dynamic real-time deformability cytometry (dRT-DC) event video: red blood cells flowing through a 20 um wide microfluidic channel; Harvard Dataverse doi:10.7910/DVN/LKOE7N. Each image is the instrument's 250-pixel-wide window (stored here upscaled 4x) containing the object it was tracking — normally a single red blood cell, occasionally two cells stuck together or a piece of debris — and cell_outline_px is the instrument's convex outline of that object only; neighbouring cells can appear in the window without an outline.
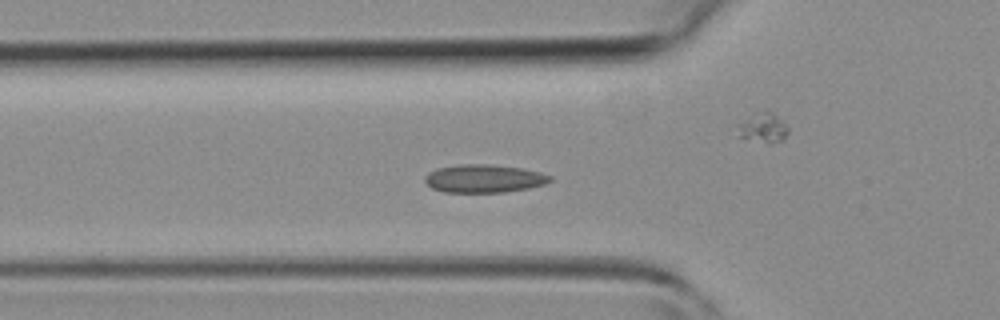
{"species": "common noctule bat (a hibernating species)", "species_latin": "Nyctalus noctula", "temperature_condition": "room temperature", "stored_images_in_passage": 40, "camera_frame_rate_fps": 3000, "um_per_image_px": 0.085, "animal": {"sex": "female", "body_mass_g": 19.3, "forearm_length_mm": 54.1}, "frame": {"image": 1, "passage_image": 14, "time_ms": 4.333, "image_size_px": [1000, 320], "cell_outline_px": [[552, 180], [544, 184], [528, 188], [504, 192], [444, 192], [432, 188], [424, 180], [424, 176], [428, 172], [436, 168], [460, 164], [492, 164], [524, 168], [540, 172], [552, 176]], "centroid_in_image_um": [41.14, 15.16], "position_along_channel_um": 84.7, "area_um2": 20.63}}